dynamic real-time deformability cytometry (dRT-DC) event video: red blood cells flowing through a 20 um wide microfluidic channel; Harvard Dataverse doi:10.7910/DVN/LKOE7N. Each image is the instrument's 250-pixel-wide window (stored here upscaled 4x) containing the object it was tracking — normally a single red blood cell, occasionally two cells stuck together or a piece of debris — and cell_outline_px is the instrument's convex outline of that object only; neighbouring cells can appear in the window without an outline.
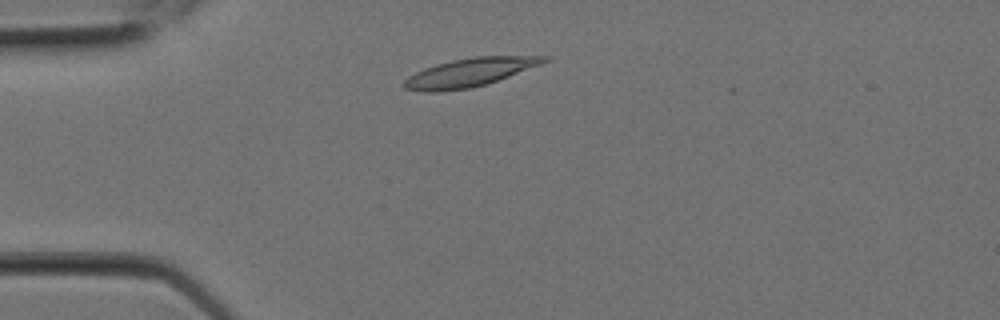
{"species": "Egyptian fruit bat (a non-hibernating species)", "species_latin": "Rousettus aegyptiacus", "temperature_condition": "room temperature", "stored_images_in_passage": 4, "camera_frame_rate_fps": 3000, "um_per_image_px": 0.085, "animal": {"sex": "female"}, "frame": {"image": 1, "passage_image": 2, "time_ms": 0.333, "image_size_px": [1000, 320], "cell_outline_px": [[552, 60], [508, 76], [472, 88], [440, 92], [424, 92], [404, 88], [404, 80], [408, 76], [424, 68], [436, 64], [452, 60], [476, 56], [552, 56]], "centroid_in_image_um": [39.91, 6.15], "position_along_channel_um": 45.1, "area_um2": 23.12}}
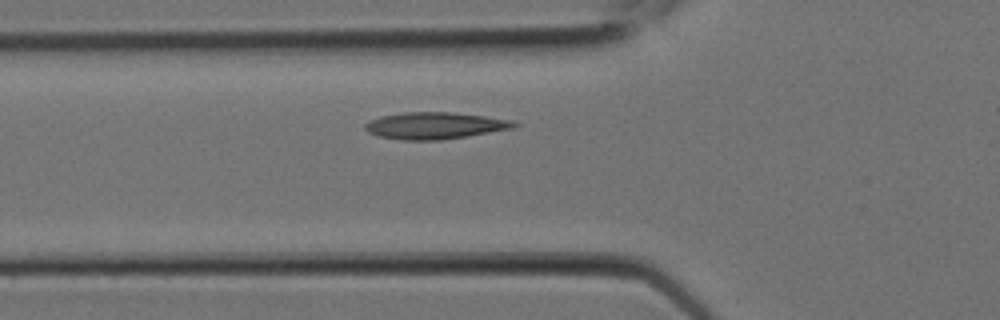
{"frame": {"image": 2, "passage_image": 4, "time_ms": 1.0, "image_size_px": [1000, 320], "cell_outline_px": [[520, 124], [512, 128], [440, 140], [400, 140], [380, 136], [368, 132], [364, 128], [364, 124], [380, 116], [404, 112], [452, 112], [484, 116], [512, 120]], "centroid_in_image_um": [36.93, 10.67], "position_along_channel_um": 88.9, "area_um2": 23.0}}